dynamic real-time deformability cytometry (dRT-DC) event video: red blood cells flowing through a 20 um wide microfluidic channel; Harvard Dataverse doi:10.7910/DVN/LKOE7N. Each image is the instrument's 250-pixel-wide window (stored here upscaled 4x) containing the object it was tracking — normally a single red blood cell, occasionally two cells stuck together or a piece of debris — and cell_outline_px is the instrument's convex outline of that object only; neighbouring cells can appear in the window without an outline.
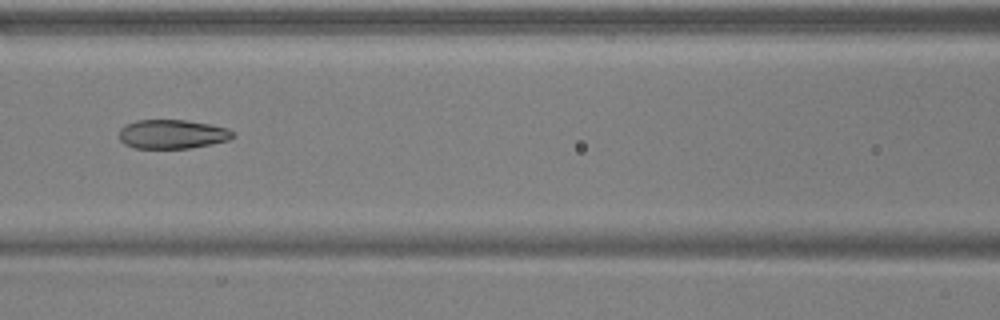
{"species": "common noctule bat (a hibernating species)", "species_latin": "Nyctalus noctula", "temperature_condition": "warm", "stored_images_in_passage": 8, "camera_frame_rate_fps": 3000, "um_per_image_px": 0.085, "animal": {"sex": "male", "body_mass_g": 17.9, "forearm_length_mm": 54.2}, "frame": {"image": 1, "passage_image": 5, "time_ms": 1.333, "image_size_px": [1000, 320], "cell_outline_px": [[236, 136], [228, 140], [212, 144], [188, 148], [136, 148], [124, 144], [120, 140], [120, 128], [124, 124], [136, 120], [184, 120], [208, 124], [228, 128]], "centroid_in_image_um": [14.63, 11.4], "position_along_channel_um": 152.0, "area_um2": 19.25}}
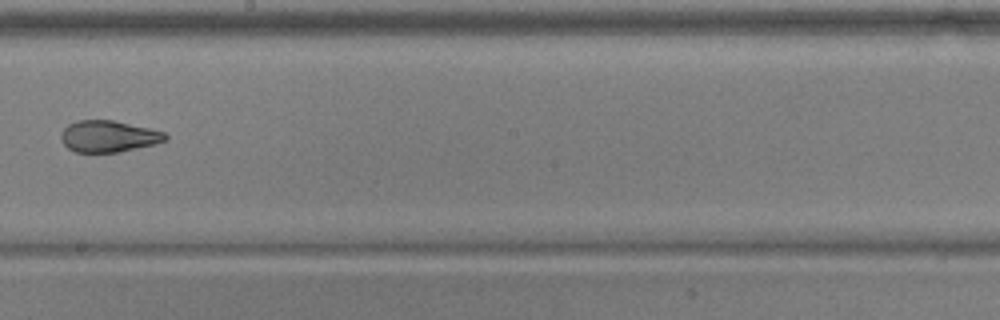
{"frame": {"image": 2, "passage_image": 7, "time_ms": 2.0, "image_size_px": [1000, 320], "cell_outline_px": [[168, 136], [164, 140], [156, 144], [120, 152], [76, 152], [68, 148], [60, 140], [60, 132], [68, 124], [76, 120], [112, 120], [148, 128], [164, 132]], "centroid_in_image_um": [9.18, 11.59], "position_along_channel_um": 239.0, "area_um2": 19.19}}
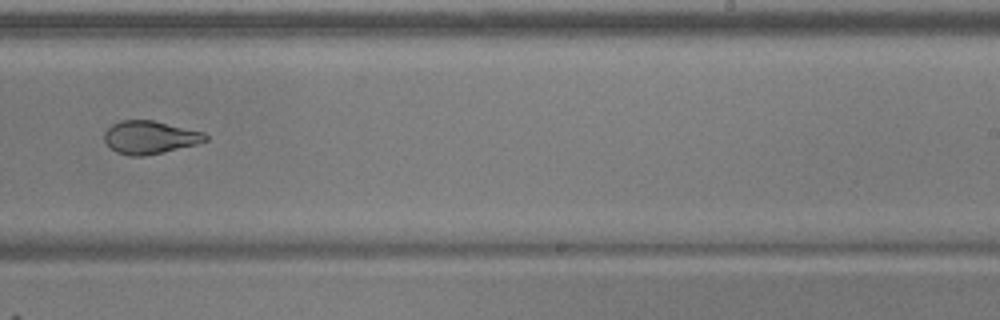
{"frame": {"image": 3, "passage_image": 8, "time_ms": 2.333, "image_size_px": [1000, 320], "cell_outline_px": [[208, 140], [196, 144], [144, 156], [132, 156], [116, 152], [104, 140], [104, 132], [112, 124], [120, 120], [152, 120], [204, 132], [208, 136]], "centroid_in_image_um": [12.73, 11.66], "position_along_channel_um": 276.3, "area_um2": 19.25}}